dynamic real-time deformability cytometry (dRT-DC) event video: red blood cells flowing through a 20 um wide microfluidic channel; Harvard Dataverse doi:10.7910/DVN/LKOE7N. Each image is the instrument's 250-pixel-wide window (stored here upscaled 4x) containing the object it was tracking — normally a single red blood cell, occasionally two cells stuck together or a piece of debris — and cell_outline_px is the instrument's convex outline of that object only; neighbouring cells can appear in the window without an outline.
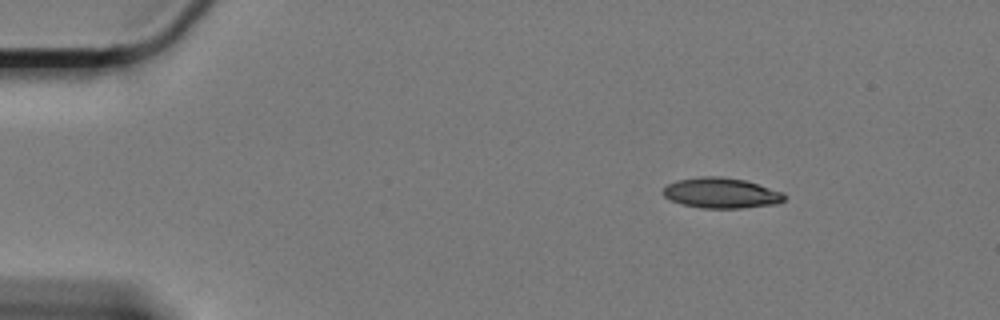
{"species": "Egyptian fruit bat (a non-hibernating species)", "species_latin": "Rousettus aegyptiacus", "temperature_condition": "cold", "stored_images_in_passage": 53, "camera_frame_rate_fps": 3000, "um_per_image_px": 0.085, "animal": {"sex": "female"}, "frame": {"image": 1, "passage_image": 1, "time_ms": 0.0, "image_size_px": [1000, 320], "cell_outline_px": [[788, 196], [780, 204], [740, 208], [700, 208], [680, 204], [664, 196], [660, 192], [668, 184], [676, 180], [700, 176], [720, 176], [744, 180], [784, 192]], "centroid_in_image_um": [61.32, 16.41], "position_along_channel_um": 23.7, "area_um2": 21.79}}
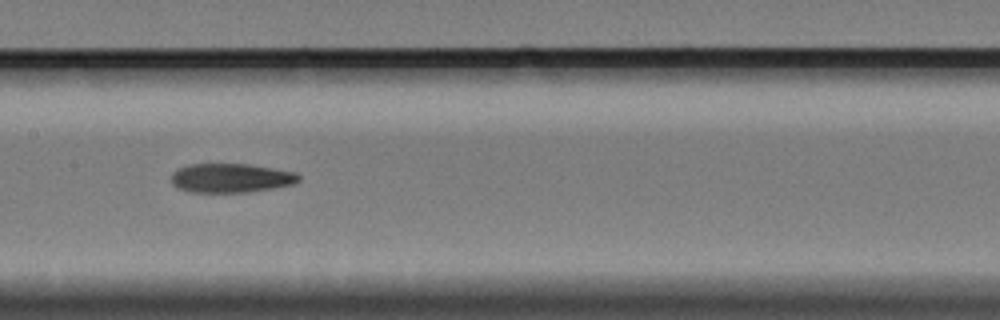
{"frame": {"image": 2, "passage_image": 23, "time_ms": 7.333, "image_size_px": [1000, 320], "cell_outline_px": [[300, 180], [292, 184], [272, 188], [248, 192], [188, 192], [176, 188], [172, 184], [172, 172], [188, 164], [248, 164], [296, 172], [300, 176]], "centroid_in_image_um": [19.6, 15.13], "position_along_channel_um": 187.8, "area_um2": 21.62}}
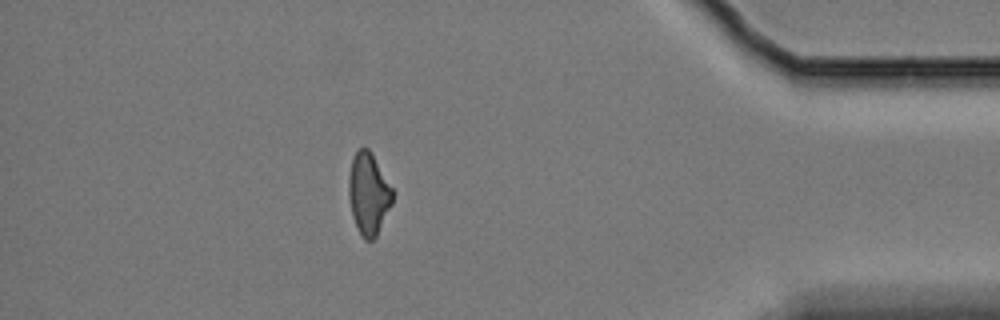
{"frame": {"image": 3, "passage_image": 46, "time_ms": 15.0, "image_size_px": [1000, 320], "cell_outline_px": [[396, 192], [392, 204], [376, 236], [372, 240], [364, 240], [352, 216], [348, 196], [348, 180], [352, 160], [356, 152], [360, 148], [368, 148], [372, 152]], "centroid_in_image_um": [31.36, 16.44], "position_along_channel_um": 403.8, "area_um2": 21.15}, "authors_computed_cell_mechanics": {"area_um2": 21.964, "velocity_mm_per_s": 3.3114, "shape_relaxation_time_tau1_ms": null, "shape_relaxation_time_tau2_ms": 7.1419, "deformation_change_tau1": null, "deformation_change_tau2": 0.1619}}